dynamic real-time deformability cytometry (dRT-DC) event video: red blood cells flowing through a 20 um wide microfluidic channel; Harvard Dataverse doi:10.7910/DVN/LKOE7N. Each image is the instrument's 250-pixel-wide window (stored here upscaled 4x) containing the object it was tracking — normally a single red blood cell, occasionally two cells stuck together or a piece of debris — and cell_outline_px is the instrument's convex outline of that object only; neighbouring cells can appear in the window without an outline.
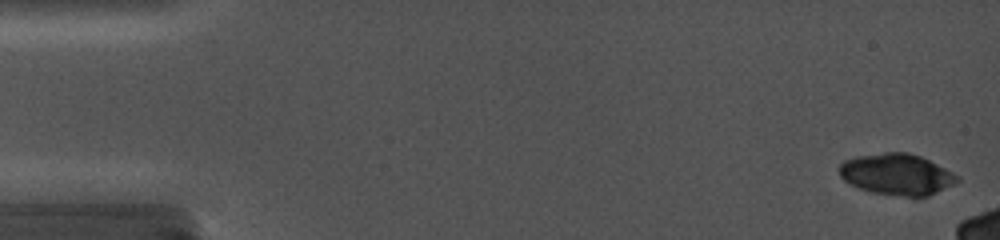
{"species": "common noctule bat (a hibernating species)", "species_latin": "Nyctalus noctula", "temperature_condition": "cold", "stored_images_in_passage": 6, "camera_frame_rate_fps": 5000, "um_per_image_px": 0.085, "animal": {"sex": "female", "body_mass_g": 19.0, "forearm_length_mm": 56.7}, "frame": {"image": 1, "passage_image": 1, "time_ms": 0.0, "image_size_px": [1000, 240], "cell_outline_px": [[960, 180], [956, 184], [928, 196], [904, 196], [872, 192], [860, 188], [844, 180], [840, 176], [840, 164], [844, 160], [856, 156], [884, 152], [908, 152], [920, 156], [960, 176]], "centroid_in_image_um": [76.25, 14.81], "position_along_channel_um": 8.7, "area_um2": 28.21}}